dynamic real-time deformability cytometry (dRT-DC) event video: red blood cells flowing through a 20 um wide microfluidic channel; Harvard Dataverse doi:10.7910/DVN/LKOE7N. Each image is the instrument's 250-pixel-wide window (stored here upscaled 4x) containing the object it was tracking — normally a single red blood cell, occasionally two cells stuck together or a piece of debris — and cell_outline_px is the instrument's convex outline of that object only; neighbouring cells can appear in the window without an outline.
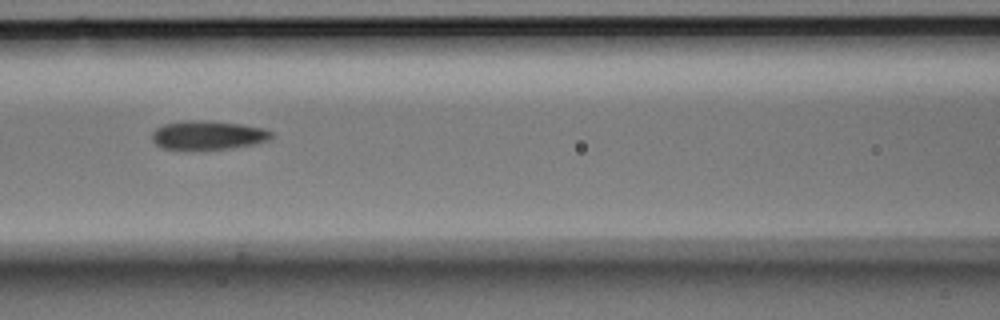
{"species": "Egyptian fruit bat (a non-hibernating species)", "species_latin": "Rousettus aegyptiacus", "temperature_condition": "room temperature", "stored_images_in_passage": 14, "camera_frame_rate_fps": 3000, "um_per_image_px": 0.085, "animal": {"sex": "male"}, "frame": {"image": 1, "passage_image": 6, "time_ms": 1.667, "image_size_px": [1000, 320], "cell_outline_px": [[272, 136], [268, 140], [252, 144], [232, 148], [192, 152], [164, 148], [156, 144], [152, 140], [152, 132], [156, 128], [164, 124], [184, 120], [204, 120], [240, 124], [264, 128], [272, 132]], "centroid_in_image_um": [17.62, 11.52], "position_along_channel_um": 149.0, "area_um2": 20.63}}
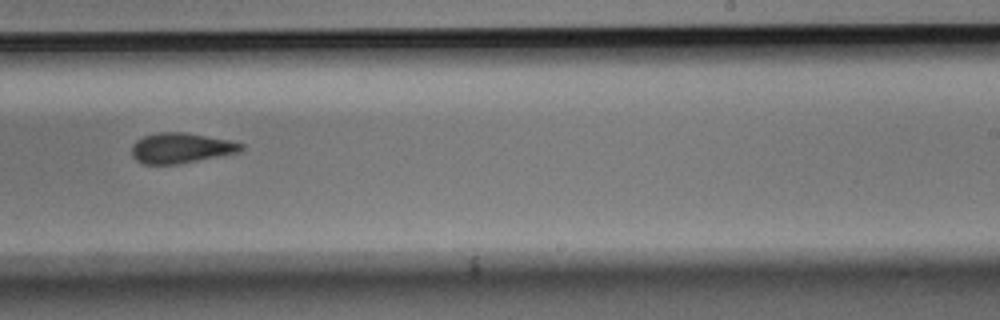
{"frame": {"image": 2, "passage_image": 9, "time_ms": 2.667, "image_size_px": [1000, 320], "cell_outline_px": [[244, 148], [240, 152], [224, 156], [180, 164], [144, 164], [136, 160], [132, 156], [132, 144], [136, 140], [144, 136], [156, 132], [184, 132], [228, 140], [244, 144]], "centroid_in_image_um": [15.4, 12.59], "position_along_channel_um": 273.6, "area_um2": 19.54}}
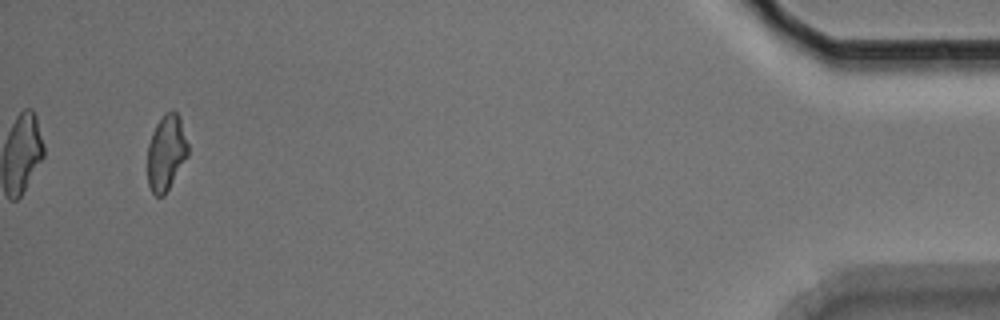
{"frame": {"image": 3, "passage_image": 14, "time_ms": 4.333, "image_size_px": [1000, 320], "cell_outline_px": [[188, 156], [164, 196], [156, 196], [152, 192], [148, 184], [148, 144], [152, 132], [156, 124], [164, 112], [172, 108], [180, 116], [188, 144]], "centroid_in_image_um": [14.13, 12.94], "position_along_channel_um": 421.1, "area_um2": 18.03}}